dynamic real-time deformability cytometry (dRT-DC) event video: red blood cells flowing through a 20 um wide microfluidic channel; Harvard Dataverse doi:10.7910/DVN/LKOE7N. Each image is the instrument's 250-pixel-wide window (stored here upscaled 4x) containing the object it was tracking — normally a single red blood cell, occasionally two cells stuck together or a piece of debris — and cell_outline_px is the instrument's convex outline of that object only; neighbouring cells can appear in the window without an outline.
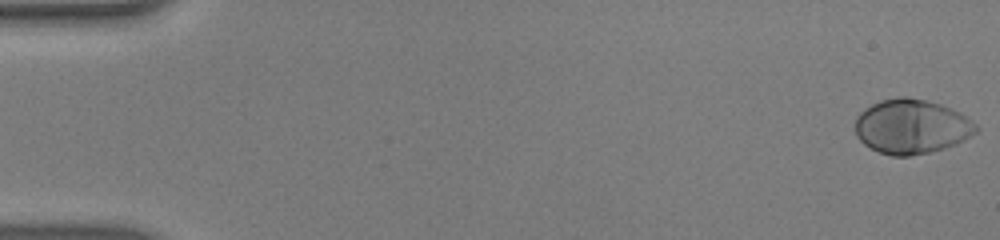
{"species": "human", "species_latin": "Homo sapiens", "temperature_condition": "warm", "stored_images_in_passage": 54, "camera_frame_rate_fps": 3000, "um_per_image_px": 0.085, "donor": {"sex": "male"}, "frame": {"image": 1, "passage_image": 1, "time_ms": 0.0, "image_size_px": [1000, 240], "cell_outline_px": [[980, 128], [976, 132], [964, 140], [956, 144], [944, 148], [928, 152], [908, 156], [892, 156], [880, 152], [864, 144], [856, 136], [856, 116], [864, 108], [880, 100], [900, 96], [908, 96], [928, 100], [952, 108], [960, 112], [972, 120]], "centroid_in_image_um": [77.49, 10.74], "position_along_channel_um": 7.5, "area_um2": 38.61}}
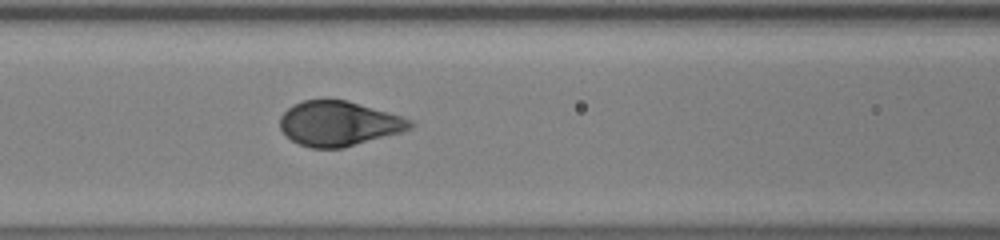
{"frame": {"image": 2, "passage_image": 24, "time_ms": 7.667, "image_size_px": [1000, 240], "cell_outline_px": [[416, 124], [412, 128], [400, 132], [344, 148], [312, 148], [300, 144], [292, 140], [280, 128], [280, 116], [288, 108], [304, 100], [324, 96], [348, 100], [404, 116], [412, 120]], "centroid_in_image_um": [28.82, 10.46], "position_along_channel_um": 137.8, "area_um2": 34.56}}
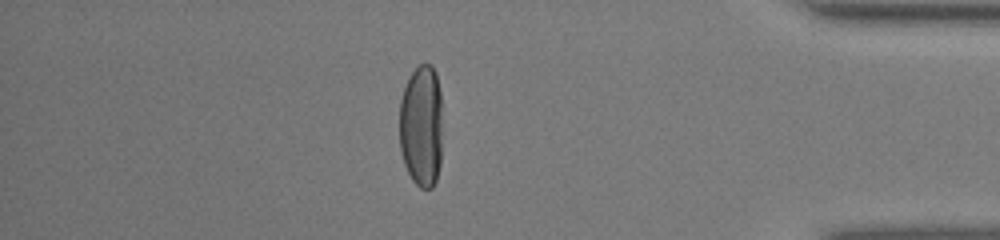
{"frame": {"image": 3, "passage_image": 47, "time_ms": 15.333, "image_size_px": [1000, 240], "cell_outline_px": [[440, 164], [436, 180], [432, 188], [420, 188], [412, 180], [404, 164], [400, 148], [400, 100], [408, 76], [420, 64], [432, 64], [436, 72], [440, 92]], "centroid_in_image_um": [35.8, 10.7], "position_along_channel_um": 399.4, "area_um2": 30.63}, "authors_computed_cell_mechanics": {"area_um2": 35.9805, "velocity_mm_per_s": 3.8502, "shape_relaxation_time_tau1_ms": 2.4703, "shape_relaxation_time_tau2_ms": null, "deformation_change_tau1": 0.1859, "deformation_change_tau2": null}}